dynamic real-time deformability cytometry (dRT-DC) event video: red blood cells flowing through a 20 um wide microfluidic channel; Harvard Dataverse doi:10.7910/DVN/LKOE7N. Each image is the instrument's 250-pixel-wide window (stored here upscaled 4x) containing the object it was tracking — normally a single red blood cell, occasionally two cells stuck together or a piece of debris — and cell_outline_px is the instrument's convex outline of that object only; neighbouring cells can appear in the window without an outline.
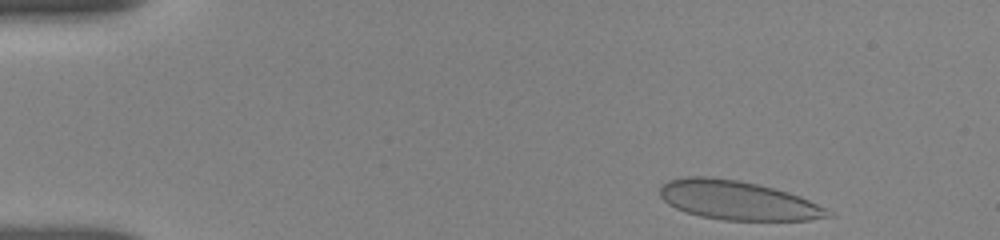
{"species": "human", "species_latin": "Homo sapiens", "temperature_condition": "room temperature", "stored_images_in_passage": 18, "camera_frame_rate_fps": 3000, "um_per_image_px": 0.085, "donor": {"sex": "female"}, "frame": {"image": 1, "passage_image": 1, "time_ms": 0.0, "image_size_px": [1000, 240], "cell_outline_px": [[836, 216], [808, 220], [724, 220], [700, 216], [684, 212], [668, 204], [660, 196], [660, 184], [668, 180], [684, 176], [708, 176], [740, 180], [788, 192], [800, 196], [824, 208]], "centroid_in_image_um": [62.65, 17.02], "position_along_channel_um": 22.3, "area_um2": 38.26}}
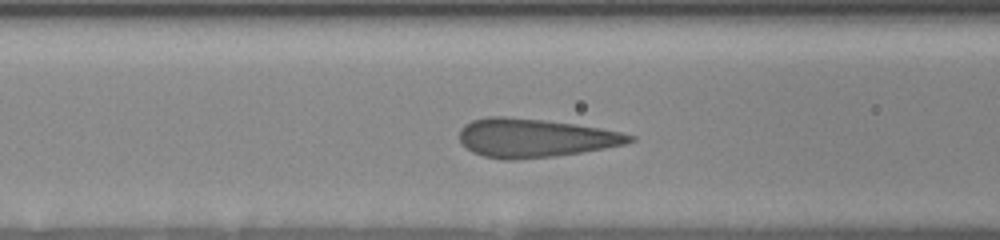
{"frame": {"image": 2, "passage_image": 11, "time_ms": 5.0, "image_size_px": [1000, 240], "cell_outline_px": [[636, 140], [624, 144], [604, 148], [556, 156], [512, 160], [504, 160], [484, 156], [472, 152], [460, 144], [460, 128], [464, 124], [472, 120], [488, 116], [504, 116], [544, 120], [576, 124], [600, 128], [620, 132], [636, 136]], "centroid_in_image_um": [45.42, 11.72], "position_along_channel_um": 121.2, "area_um2": 38.44}}
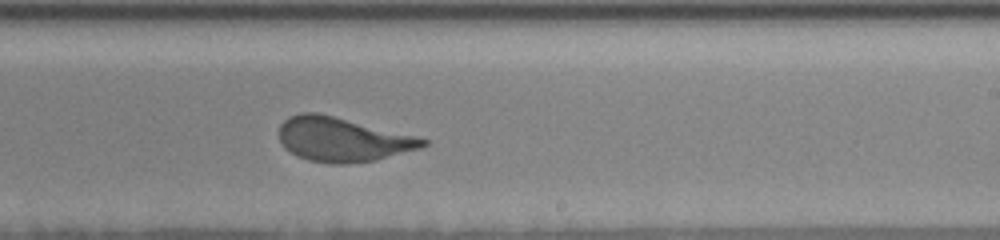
{"frame": {"image": 3, "passage_image": 18, "time_ms": 8.667, "image_size_px": [1000, 240], "cell_outline_px": [[428, 144], [420, 148], [376, 160], [348, 164], [328, 164], [308, 160], [284, 148], [280, 140], [280, 124], [288, 116], [300, 112], [316, 112], [428, 140]], "centroid_in_image_um": [29.05, 11.87], "position_along_channel_um": 260.0, "area_um2": 36.41}}